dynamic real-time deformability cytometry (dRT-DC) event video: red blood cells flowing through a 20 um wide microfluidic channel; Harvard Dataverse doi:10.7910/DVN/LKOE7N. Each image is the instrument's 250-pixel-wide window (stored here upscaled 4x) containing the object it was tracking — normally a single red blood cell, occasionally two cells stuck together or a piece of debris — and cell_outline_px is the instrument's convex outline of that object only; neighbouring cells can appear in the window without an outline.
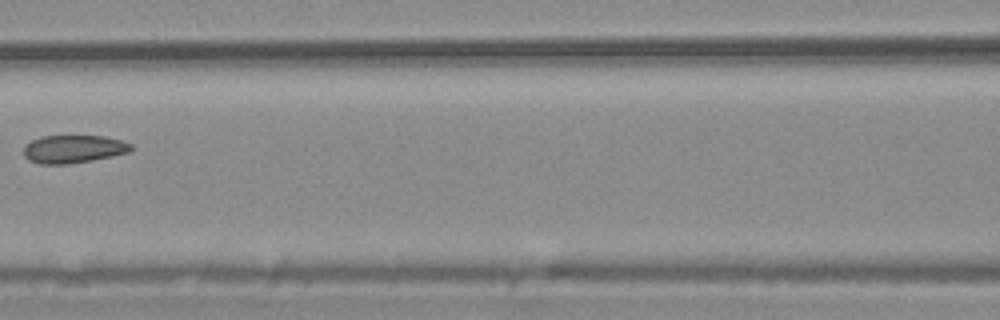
{"species": "common noctule bat (a hibernating species)", "species_latin": "Nyctalus noctula", "temperature_condition": "warm", "stored_images_in_passage": 7, "camera_frame_rate_fps": 3000, "um_per_image_px": 0.085, "animal": {"sex": "male", "body_mass_g": 20.4}, "frame": {"image": 1, "passage_image": 6, "time_ms": 1.667, "image_size_px": [1000, 320], "cell_outline_px": [[132, 148], [128, 152], [112, 156], [92, 160], [64, 164], [40, 164], [28, 160], [24, 156], [24, 148], [32, 140], [40, 136], [104, 136], [124, 140], [132, 144]], "centroid_in_image_um": [6.25, 12.66], "position_along_channel_um": 160.3, "area_um2": 17.46}}
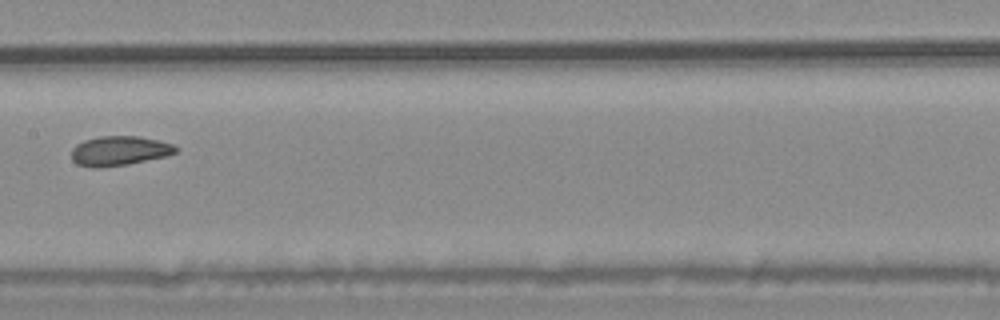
{"frame": {"image": 2, "passage_image": 7, "time_ms": 2.0, "image_size_px": [1000, 320], "cell_outline_px": [[180, 148], [176, 152], [168, 156], [128, 164], [100, 168], [92, 168], [76, 164], [72, 160], [72, 148], [76, 144], [84, 140], [100, 136], [140, 136], [172, 144]], "centroid_in_image_um": [10.14, 12.83], "position_along_channel_um": 197.3, "area_um2": 18.15}}